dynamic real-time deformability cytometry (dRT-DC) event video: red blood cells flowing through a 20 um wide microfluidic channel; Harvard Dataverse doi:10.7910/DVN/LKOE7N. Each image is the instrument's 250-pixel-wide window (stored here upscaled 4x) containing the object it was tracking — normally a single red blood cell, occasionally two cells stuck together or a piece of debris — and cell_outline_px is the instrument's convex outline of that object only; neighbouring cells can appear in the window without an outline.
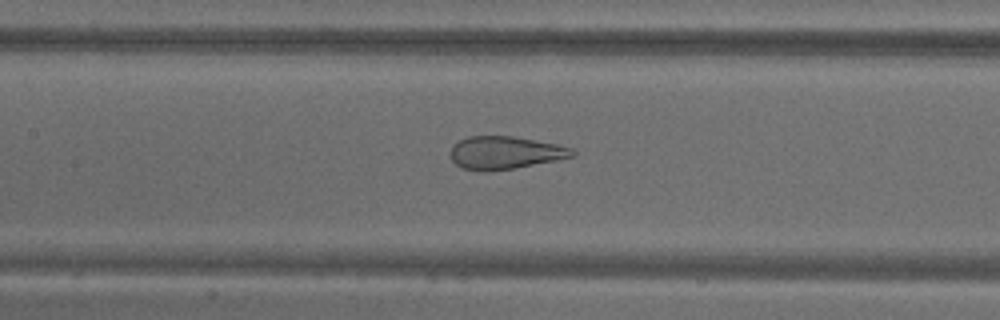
{"species": "common noctule bat (a hibernating species)", "species_latin": "Nyctalus noctula", "temperature_condition": "warm", "stored_images_in_passage": 70, "camera_frame_rate_fps": 3000, "um_per_image_px": 0.085, "animal": {"sex": "male", "body_mass_g": 18.8}, "frame": {"image": 1, "passage_image": 33, "time_ms": 10.667, "image_size_px": [1000, 320], "cell_outline_px": [[576, 152], [572, 156], [556, 160], [516, 168], [484, 172], [464, 168], [456, 164], [452, 160], [452, 144], [468, 136], [512, 136], [556, 144], [572, 148]], "centroid_in_image_um": [42.92, 12.98], "position_along_channel_um": 164.5, "area_um2": 23.12}}
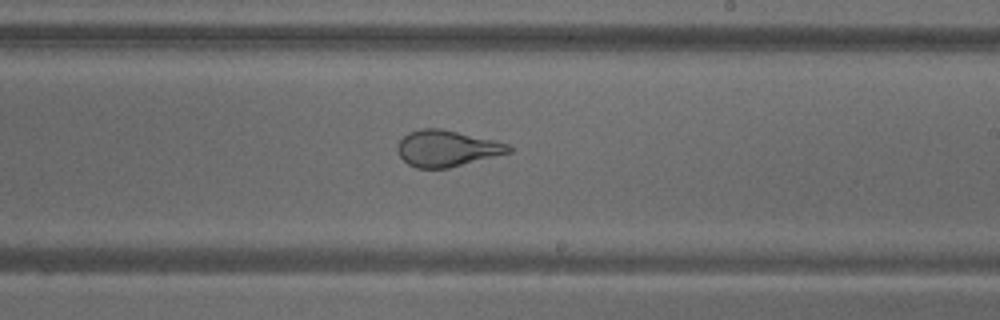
{"frame": {"image": 2, "passage_image": 42, "time_ms": 13.667, "image_size_px": [1000, 320], "cell_outline_px": [[512, 152], [448, 168], [416, 168], [408, 164], [400, 156], [396, 148], [396, 144], [408, 132], [420, 128], [440, 128], [492, 140], [508, 144], [512, 148]], "centroid_in_image_um": [37.94, 12.61], "position_along_channel_um": 251.1, "area_um2": 23.35}}
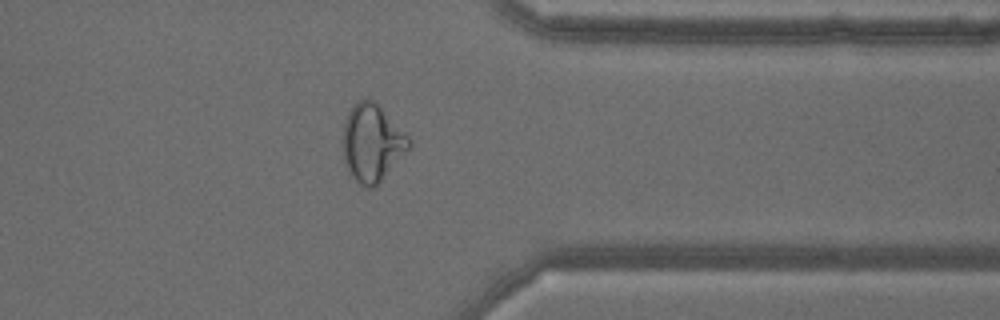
{"frame": {"image": 3, "passage_image": 56, "time_ms": 18.333, "image_size_px": [1000, 320], "cell_outline_px": [[412, 144], [376, 188], [364, 188], [348, 172], [344, 164], [344, 120], [352, 104], [360, 100], [376, 100], [408, 136]], "centroid_in_image_um": [31.62, 12.15], "position_along_channel_um": 379.8, "area_um2": 29.88}}